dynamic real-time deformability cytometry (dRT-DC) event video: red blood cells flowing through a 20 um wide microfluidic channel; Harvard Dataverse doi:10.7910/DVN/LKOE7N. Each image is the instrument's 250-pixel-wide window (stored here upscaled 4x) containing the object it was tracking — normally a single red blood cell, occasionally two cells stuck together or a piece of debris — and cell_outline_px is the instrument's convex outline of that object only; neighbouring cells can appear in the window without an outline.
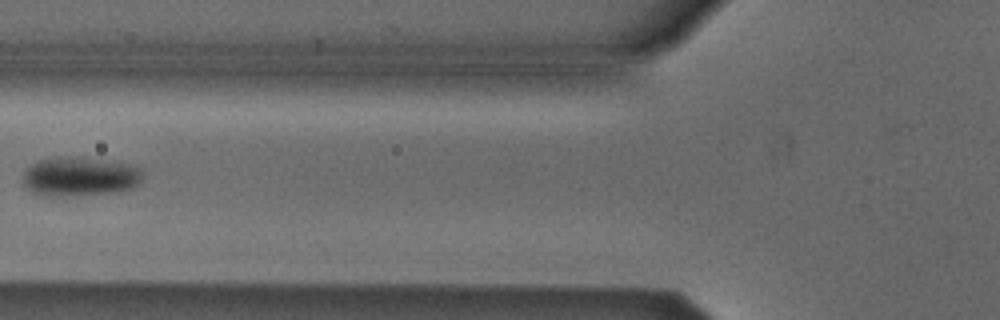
{"species": "Egyptian fruit bat (a non-hibernating species)", "species_latin": "Rousettus aegyptiacus", "temperature_condition": "cold", "stored_images_in_passage": 2, "camera_frame_rate_fps": 3000, "um_per_image_px": 0.085, "animal": {"sex": "male"}, "frame": {"image": 1, "passage_image": 2, "time_ms": 1.333, "image_size_px": [1000, 320], "cell_outline_px": [[144, 168], [140, 184], [132, 188], [116, 192], [64, 196], [40, 196], [32, 192], [24, 184], [24, 172], [32, 164], [40, 160], [76, 156], [128, 164]], "centroid_in_image_um": [6.83, 15.02], "position_along_channel_um": 119.0, "area_um2": 27.28}}